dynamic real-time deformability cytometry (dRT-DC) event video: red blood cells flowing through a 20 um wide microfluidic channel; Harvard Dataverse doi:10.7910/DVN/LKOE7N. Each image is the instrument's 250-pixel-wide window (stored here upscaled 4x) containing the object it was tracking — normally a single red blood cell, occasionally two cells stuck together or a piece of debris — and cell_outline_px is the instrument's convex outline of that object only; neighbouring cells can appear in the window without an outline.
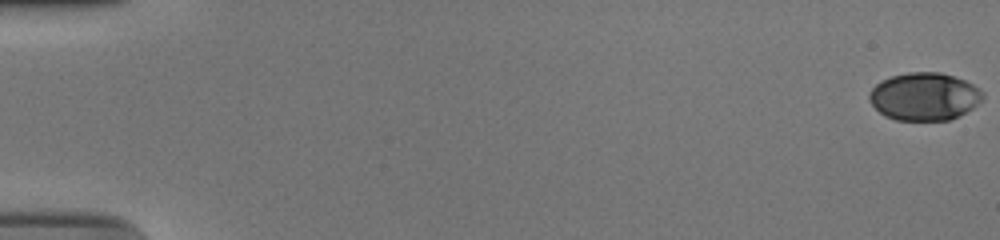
{"species": "human", "species_latin": "Homo sapiens", "temperature_condition": "cold", "stored_images_in_passage": 56, "camera_frame_rate_fps": 3000, "um_per_image_px": 0.085, "donor": {"sex": "male"}, "frame": {"image": 1, "passage_image": 1, "time_ms": 0.0, "image_size_px": [1000, 240], "cell_outline_px": [[984, 96], [972, 108], [948, 120], [896, 120], [884, 116], [872, 104], [868, 96], [872, 88], [880, 80], [892, 76], [908, 72], [940, 72], [964, 80], [980, 88], [984, 92]], "centroid_in_image_um": [78.55, 8.19], "position_along_channel_um": 6.5, "area_um2": 31.39}}
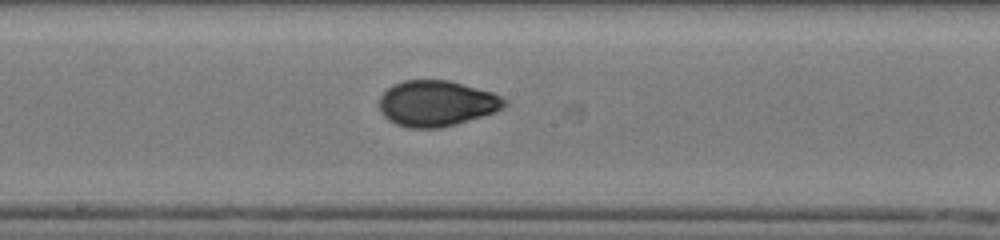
{"frame": {"image": 2, "passage_image": 32, "time_ms": 10.333, "image_size_px": [1000, 240], "cell_outline_px": [[508, 104], [504, 108], [496, 112], [456, 124], [440, 128], [408, 128], [396, 124], [388, 120], [380, 112], [380, 96], [392, 84], [404, 80], [448, 80], [464, 84], [492, 92], [508, 100]], "centroid_in_image_um": [37.13, 8.79], "position_along_channel_um": 211.1, "area_um2": 33.64}}
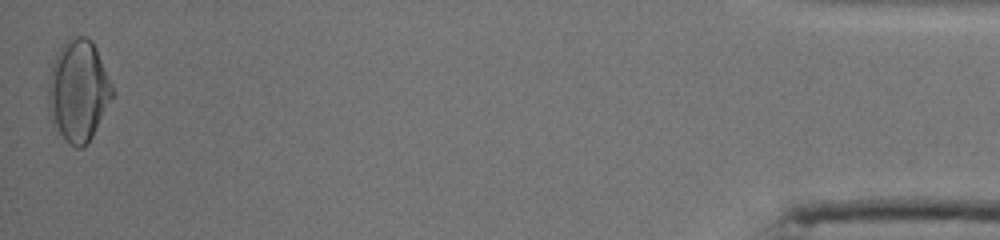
{"frame": {"image": 3, "passage_image": 56, "time_ms": 18.333, "image_size_px": [1000, 240], "cell_outline_px": [[116, 92], [88, 144], [80, 148], [76, 148], [68, 144], [64, 140], [52, 124], [48, 116], [48, 80], [52, 64], [56, 52], [72, 36], [84, 36], [92, 40], [96, 48]], "centroid_in_image_um": [6.65, 7.74], "position_along_channel_um": 428.5, "area_um2": 38.49}, "authors_computed_cell_mechanics": {"area_um2": 32.946, "velocity_mm_per_s": 3.7669, "shape_relaxation_time_tau1_ms": 5.5178, "shape_relaxation_time_tau2_ms": 1.041, "deformation_change_tau1": 0.1728, "deformation_change_tau2": 0.0374}}